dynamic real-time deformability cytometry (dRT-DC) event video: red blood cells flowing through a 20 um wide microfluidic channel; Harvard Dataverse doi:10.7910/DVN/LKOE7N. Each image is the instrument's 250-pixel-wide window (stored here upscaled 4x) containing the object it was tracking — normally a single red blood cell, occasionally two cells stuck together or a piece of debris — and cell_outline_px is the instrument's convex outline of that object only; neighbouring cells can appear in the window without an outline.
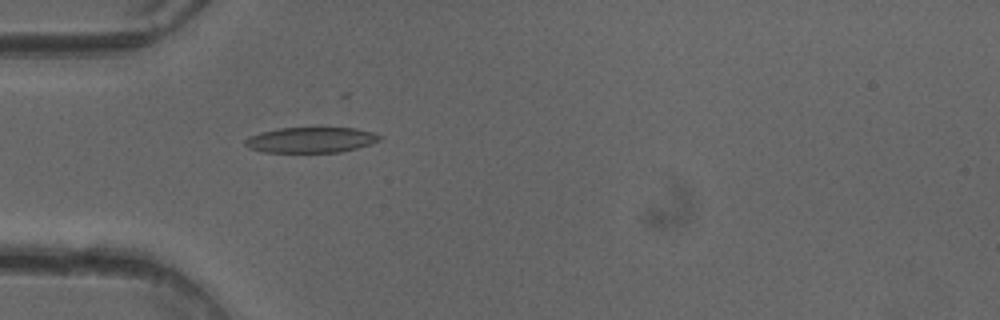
{"species": "common noctule bat (a hibernating species)", "species_latin": "Nyctalus noctula", "temperature_condition": "cold", "stored_images_in_passage": 34, "camera_frame_rate_fps": 3000, "um_per_image_px": 0.085, "animal": {"sex": "female"}, "frame": {"image": 1, "passage_image": 10, "time_ms": 3.0, "image_size_px": [1000, 320], "cell_outline_px": [[384, 136], [380, 140], [356, 148], [340, 152], [260, 152], [248, 148], [244, 144], [244, 140], [248, 136], [260, 132], [280, 128], [356, 128], [372, 132]], "centroid_in_image_um": [26.38, 11.89], "position_along_channel_um": 58.6, "area_um2": 20.06}}
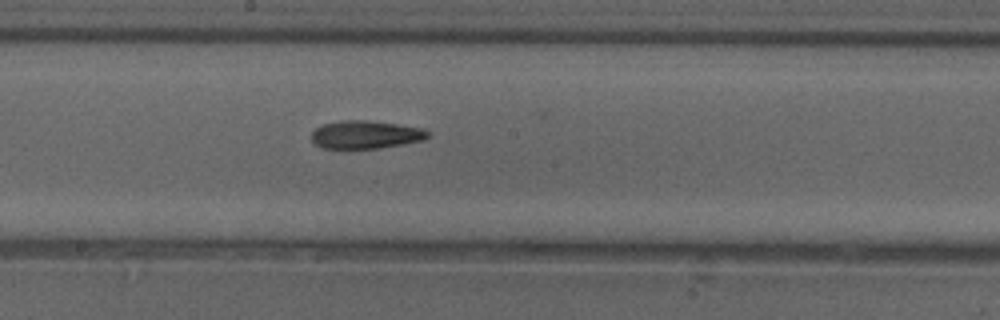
{"frame": {"image": 2, "passage_image": 22, "time_ms": 7.0, "image_size_px": [1000, 320], "cell_outline_px": [[432, 132], [424, 140], [404, 144], [380, 148], [320, 148], [312, 140], [312, 132], [316, 128], [324, 124], [340, 120], [368, 120], [424, 128]], "centroid_in_image_um": [31.12, 11.44], "position_along_channel_um": 217.1, "area_um2": 19.07}}
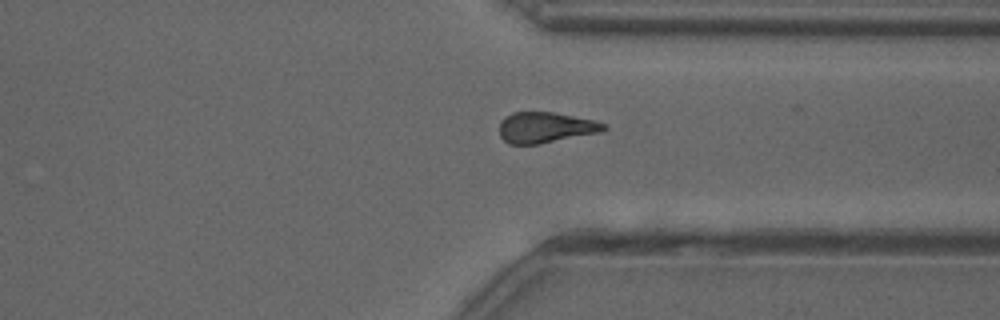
{"frame": {"image": 3, "passage_image": 33, "time_ms": 10.667, "image_size_px": [1000, 320], "cell_outline_px": [[608, 128], [600, 132], [536, 144], [508, 144], [500, 136], [500, 120], [504, 116], [512, 112], [552, 112], [592, 120], [604, 124]], "centroid_in_image_um": [46.3, 10.83], "position_along_channel_um": 365.1, "area_um2": 18.44}}